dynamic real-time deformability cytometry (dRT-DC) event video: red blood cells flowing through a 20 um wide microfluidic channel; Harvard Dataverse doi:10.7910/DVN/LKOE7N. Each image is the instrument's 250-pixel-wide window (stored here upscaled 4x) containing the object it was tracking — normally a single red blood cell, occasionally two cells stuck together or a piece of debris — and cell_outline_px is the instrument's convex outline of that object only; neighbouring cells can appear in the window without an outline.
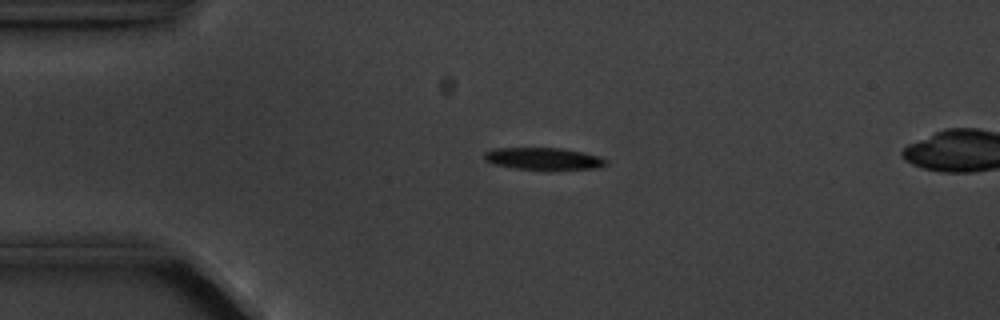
{"species": "common noctule bat (a hibernating species)", "species_latin": "Nyctalus noctula", "temperature_condition": "cold", "stored_images_in_passage": 5, "camera_frame_rate_fps": 3000, "um_per_image_px": 0.085, "animal": {"sex": "male", "body_mass_g": 20.1, "forearm_length_mm": 53.5}, "frame": {"image": 1, "passage_image": 3, "time_ms": 2.333, "image_size_px": [1000, 320], "cell_outline_px": [[608, 164], [596, 168], [512, 168], [496, 164], [484, 160], [484, 152], [492, 148], [564, 148], [584, 152], [600, 156], [608, 160]], "centroid_in_image_um": [46.2, 13.45], "position_along_channel_um": 38.8, "area_um2": 15.32}}